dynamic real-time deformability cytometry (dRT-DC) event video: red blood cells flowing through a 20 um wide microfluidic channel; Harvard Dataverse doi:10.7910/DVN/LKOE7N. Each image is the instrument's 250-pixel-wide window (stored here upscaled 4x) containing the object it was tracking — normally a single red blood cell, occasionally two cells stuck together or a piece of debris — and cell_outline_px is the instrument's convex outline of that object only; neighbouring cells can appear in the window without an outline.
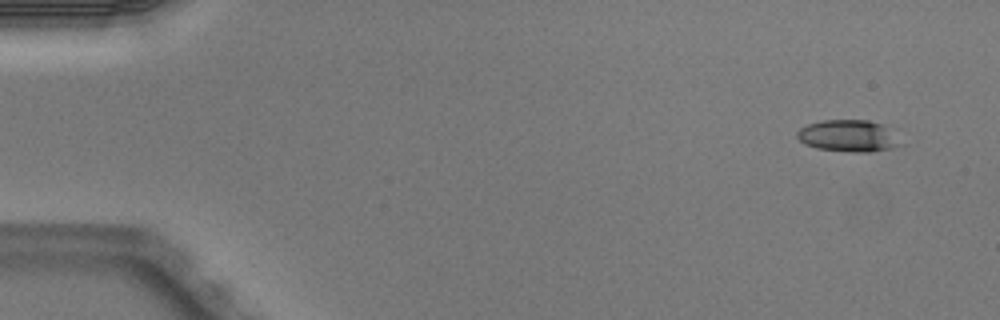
{"species": "Egyptian fruit bat (a non-hibernating species)", "species_latin": "Rousettus aegyptiacus", "temperature_condition": "warm", "stored_images_in_passage": 6, "camera_frame_rate_fps": 3000, "um_per_image_px": 0.085, "animal": {"sex": "male"}, "frame": {"image": 1, "passage_image": 1, "time_ms": 0.0, "image_size_px": [1000, 320], "cell_outline_px": [[904, 144], [892, 148], [872, 152], [852, 152], [816, 148], [804, 144], [796, 136], [796, 132], [800, 128], [808, 124], [824, 120], [868, 120], [884, 124]], "centroid_in_image_um": [72.12, 11.55], "position_along_channel_um": 12.9, "area_um2": 19.31}}
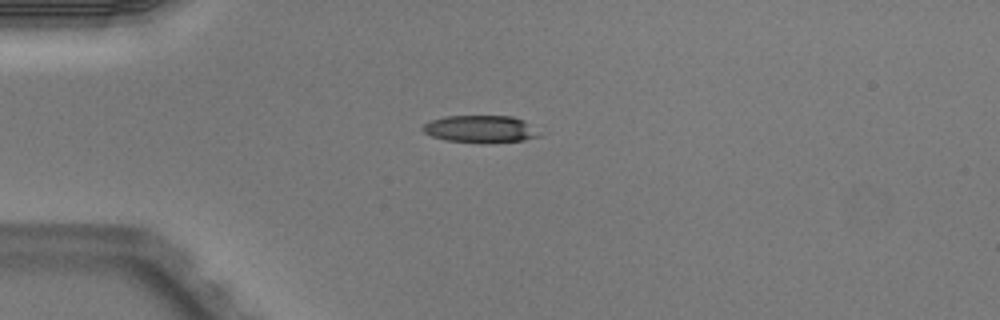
{"frame": {"image": 2, "passage_image": 4, "time_ms": 1.0, "image_size_px": [1000, 320], "cell_outline_px": [[540, 136], [524, 140], [488, 144], [484, 144], [444, 140], [432, 136], [424, 132], [420, 128], [424, 124], [432, 120], [444, 116], [512, 116], [524, 120]], "centroid_in_image_um": [40.79, 10.98], "position_along_channel_um": 44.2, "area_um2": 18.61}}